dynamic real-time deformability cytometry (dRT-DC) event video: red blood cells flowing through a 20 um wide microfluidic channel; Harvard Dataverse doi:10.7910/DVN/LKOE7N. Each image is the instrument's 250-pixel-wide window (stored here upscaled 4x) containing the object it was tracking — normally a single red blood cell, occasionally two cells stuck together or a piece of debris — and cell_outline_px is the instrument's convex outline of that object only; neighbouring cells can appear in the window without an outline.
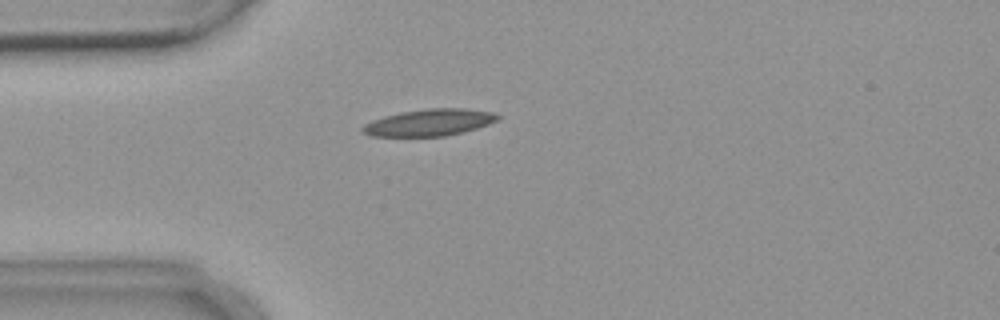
{"species": "common noctule bat (a hibernating species)", "species_latin": "Nyctalus noctula", "temperature_condition": "warm", "stored_images_in_passage": 2, "camera_frame_rate_fps": 3000, "um_per_image_px": 0.085, "animal": {"sex": "female", "body_mass_g": 18.4}, "frame": {"image": 1, "passage_image": 1, "time_ms": 0.0, "image_size_px": [1000, 320], "cell_outline_px": [[500, 120], [464, 132], [444, 136], [368, 136], [360, 132], [360, 128], [364, 124], [372, 120], [384, 116], [400, 112], [428, 108], [464, 108], [492, 112], [500, 116]], "centroid_in_image_um": [36.46, 10.41], "position_along_channel_um": 48.5, "area_um2": 21.27}}